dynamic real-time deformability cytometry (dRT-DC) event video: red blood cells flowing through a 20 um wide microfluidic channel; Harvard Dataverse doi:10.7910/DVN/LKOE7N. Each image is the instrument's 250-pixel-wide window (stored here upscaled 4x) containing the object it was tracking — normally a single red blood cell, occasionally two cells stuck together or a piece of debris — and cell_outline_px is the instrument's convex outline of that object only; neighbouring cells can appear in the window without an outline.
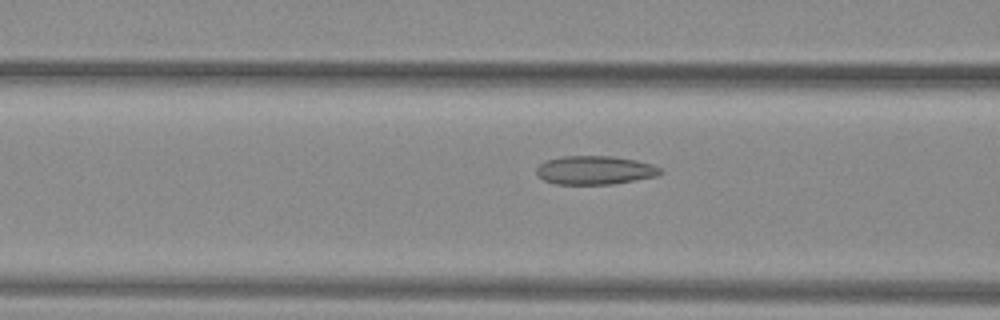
{"species": "common noctule bat (a hibernating species)", "species_latin": "Nyctalus noctula", "temperature_condition": "warm", "stored_images_in_passage": 9, "camera_frame_rate_fps": 3000, "um_per_image_px": 0.085, "animal": {"sex": "female", "body_mass_g": 29.2, "forearm_length_mm": 56.3}, "frame": {"image": 1, "passage_image": 7, "time_ms": 2.0, "image_size_px": [1000, 320], "cell_outline_px": [[664, 172], [656, 176], [612, 184], [556, 184], [544, 180], [536, 172], [536, 168], [544, 160], [564, 156], [612, 156], [636, 160], [652, 164], [660, 168]], "centroid_in_image_um": [50.56, 14.46], "position_along_channel_um": 116.0, "area_um2": 20.63}}